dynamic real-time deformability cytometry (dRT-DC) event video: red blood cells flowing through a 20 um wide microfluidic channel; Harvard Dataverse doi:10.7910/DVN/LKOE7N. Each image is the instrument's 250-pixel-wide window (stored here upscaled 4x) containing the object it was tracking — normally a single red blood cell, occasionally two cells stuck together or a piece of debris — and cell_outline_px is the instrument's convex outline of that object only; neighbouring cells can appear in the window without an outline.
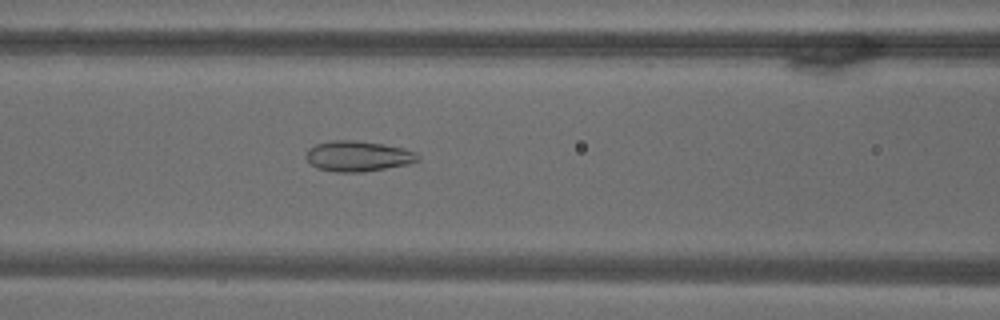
{"species": "common noctule bat (a hibernating species)", "species_latin": "Nyctalus noctula", "temperature_condition": "warm", "stored_images_in_passage": 70, "camera_frame_rate_fps": 3000, "um_per_image_px": 0.085, "animal": {"sex": "male", "body_mass_g": 18.8}, "frame": {"image": 1, "passage_image": 30, "time_ms": 9.667, "image_size_px": [1000, 320], "cell_outline_px": [[420, 160], [408, 164], [364, 172], [336, 172], [316, 168], [304, 156], [308, 148], [316, 144], [332, 140], [356, 140], [384, 144], [404, 148], [416, 152], [420, 156]], "centroid_in_image_um": [30.43, 13.27], "position_along_channel_um": 136.2, "area_um2": 20.06}}
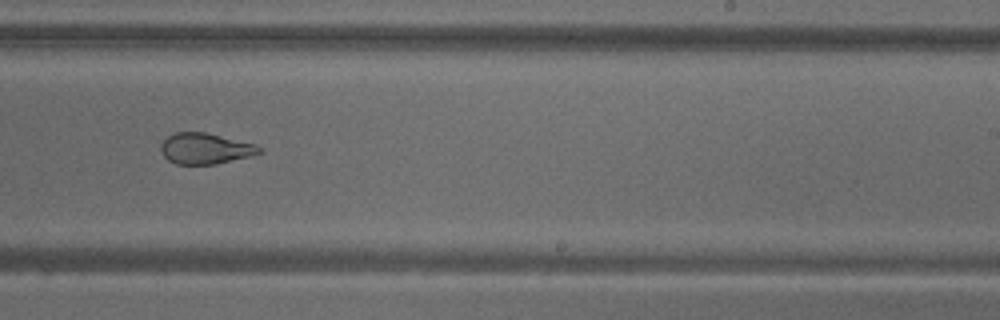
{"frame": {"image": 2, "passage_image": 44, "time_ms": 14.333, "image_size_px": [1000, 320], "cell_outline_px": [[264, 152], [252, 156], [216, 164], [176, 164], [168, 160], [164, 156], [160, 148], [160, 144], [168, 136], [176, 132], [208, 132], [256, 144]], "centroid_in_image_um": [17.48, 12.62], "position_along_channel_um": 271.5, "area_um2": 17.92}}
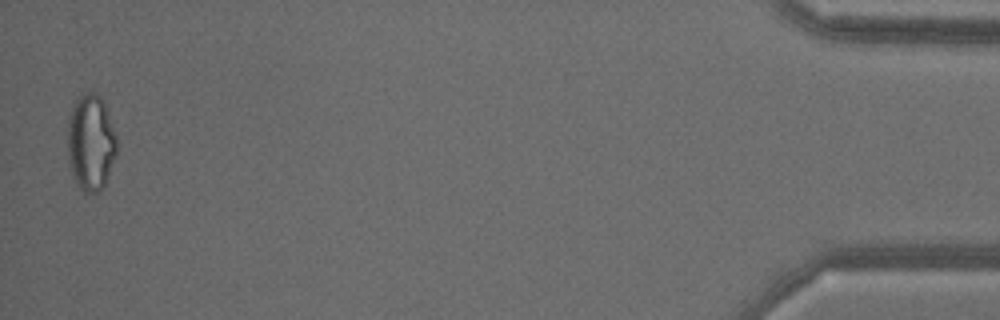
{"frame": {"image": 3, "passage_image": 69, "time_ms": 22.667, "image_size_px": [1000, 320], "cell_outline_px": [[116, 156], [104, 184], [96, 192], [84, 192], [80, 188], [72, 176], [68, 164], [68, 120], [72, 108], [76, 100], [84, 92], [96, 92], [104, 100], [116, 136]], "centroid_in_image_um": [7.71, 12.08], "position_along_channel_um": 427.5, "area_um2": 27.57}}